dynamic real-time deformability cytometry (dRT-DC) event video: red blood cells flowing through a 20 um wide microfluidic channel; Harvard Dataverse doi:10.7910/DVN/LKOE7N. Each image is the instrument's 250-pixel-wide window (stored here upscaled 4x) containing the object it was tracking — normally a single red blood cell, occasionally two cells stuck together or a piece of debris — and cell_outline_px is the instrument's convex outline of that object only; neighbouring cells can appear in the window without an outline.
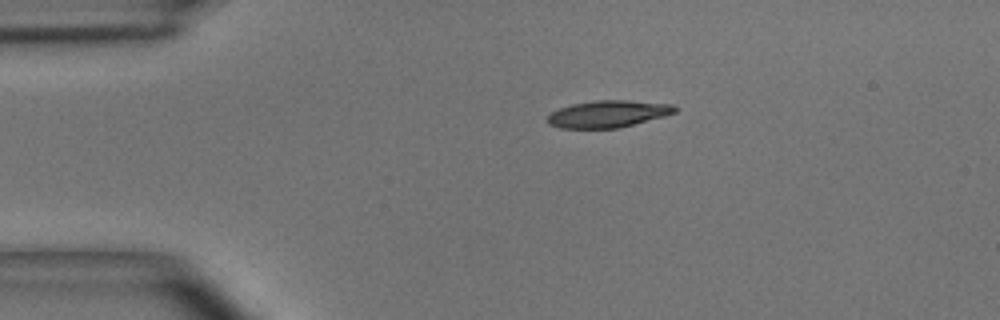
{"species": "common noctule bat (a hibernating species)", "species_latin": "Nyctalus noctula", "temperature_condition": "room temperature", "stored_images_in_passage": 2, "camera_frame_rate_fps": 3000, "um_per_image_px": 0.085, "animal": {"sex": "male", "body_mass_g": 15.6}, "frame": {"image": 1, "passage_image": 1, "time_ms": 0.0, "image_size_px": [1000, 320], "cell_outline_px": [[676, 112], [664, 116], [620, 128], [560, 128], [548, 124], [544, 120], [552, 112], [560, 108], [572, 104], [596, 100], [624, 100], [672, 104], [676, 108]], "centroid_in_image_um": [51.65, 9.69], "position_along_channel_um": 33.4, "area_um2": 20.0}}